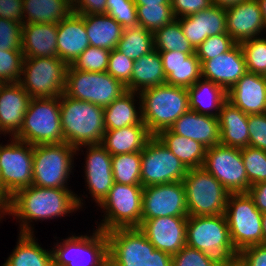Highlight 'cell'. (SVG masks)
<instances>
[{
    "mask_svg": "<svg viewBox=\"0 0 266 266\" xmlns=\"http://www.w3.org/2000/svg\"><path fill=\"white\" fill-rule=\"evenodd\" d=\"M84 198L90 197L88 195L83 197L82 194L78 196L71 189L31 185L19 190L9 198L8 215L15 218L16 221L18 220L17 223L20 224L18 233L34 234L35 227L31 223L70 217L73 212L83 210L82 208L86 205Z\"/></svg>",
    "mask_w": 266,
    "mask_h": 266,
    "instance_id": "6da1fadb",
    "label": "cell"
},
{
    "mask_svg": "<svg viewBox=\"0 0 266 266\" xmlns=\"http://www.w3.org/2000/svg\"><path fill=\"white\" fill-rule=\"evenodd\" d=\"M186 245L203 251L217 266H236L238 252L234 248L225 214L188 216Z\"/></svg>",
    "mask_w": 266,
    "mask_h": 266,
    "instance_id": "7a4b0ae2",
    "label": "cell"
},
{
    "mask_svg": "<svg viewBox=\"0 0 266 266\" xmlns=\"http://www.w3.org/2000/svg\"><path fill=\"white\" fill-rule=\"evenodd\" d=\"M60 116L64 142L76 149L100 144L106 131L102 107L63 93L60 96Z\"/></svg>",
    "mask_w": 266,
    "mask_h": 266,
    "instance_id": "3957f363",
    "label": "cell"
},
{
    "mask_svg": "<svg viewBox=\"0 0 266 266\" xmlns=\"http://www.w3.org/2000/svg\"><path fill=\"white\" fill-rule=\"evenodd\" d=\"M108 266H172V256L156 249L138 228L106 232Z\"/></svg>",
    "mask_w": 266,
    "mask_h": 266,
    "instance_id": "277c9868",
    "label": "cell"
},
{
    "mask_svg": "<svg viewBox=\"0 0 266 266\" xmlns=\"http://www.w3.org/2000/svg\"><path fill=\"white\" fill-rule=\"evenodd\" d=\"M142 121L152 136L169 129L189 110L187 88L167 83L142 90L140 93Z\"/></svg>",
    "mask_w": 266,
    "mask_h": 266,
    "instance_id": "5b68a950",
    "label": "cell"
},
{
    "mask_svg": "<svg viewBox=\"0 0 266 266\" xmlns=\"http://www.w3.org/2000/svg\"><path fill=\"white\" fill-rule=\"evenodd\" d=\"M14 138L33 146L63 143L60 97L31 98L23 126Z\"/></svg>",
    "mask_w": 266,
    "mask_h": 266,
    "instance_id": "8992f818",
    "label": "cell"
},
{
    "mask_svg": "<svg viewBox=\"0 0 266 266\" xmlns=\"http://www.w3.org/2000/svg\"><path fill=\"white\" fill-rule=\"evenodd\" d=\"M76 150L66 142L34 146L32 185L70 189L68 182L74 174Z\"/></svg>",
    "mask_w": 266,
    "mask_h": 266,
    "instance_id": "52a82bcc",
    "label": "cell"
},
{
    "mask_svg": "<svg viewBox=\"0 0 266 266\" xmlns=\"http://www.w3.org/2000/svg\"><path fill=\"white\" fill-rule=\"evenodd\" d=\"M189 216L225 214L230 192L203 167L188 169L182 180Z\"/></svg>",
    "mask_w": 266,
    "mask_h": 266,
    "instance_id": "ba28073f",
    "label": "cell"
},
{
    "mask_svg": "<svg viewBox=\"0 0 266 266\" xmlns=\"http://www.w3.org/2000/svg\"><path fill=\"white\" fill-rule=\"evenodd\" d=\"M95 228L90 236L72 233L61 242L56 240L51 248L53 266H108L107 234Z\"/></svg>",
    "mask_w": 266,
    "mask_h": 266,
    "instance_id": "9c48e42d",
    "label": "cell"
},
{
    "mask_svg": "<svg viewBox=\"0 0 266 266\" xmlns=\"http://www.w3.org/2000/svg\"><path fill=\"white\" fill-rule=\"evenodd\" d=\"M142 185L114 182L108 195L98 205L102 220L96 227L104 232L116 228H138L142 219Z\"/></svg>",
    "mask_w": 266,
    "mask_h": 266,
    "instance_id": "30bf717a",
    "label": "cell"
},
{
    "mask_svg": "<svg viewBox=\"0 0 266 266\" xmlns=\"http://www.w3.org/2000/svg\"><path fill=\"white\" fill-rule=\"evenodd\" d=\"M68 66L58 57L24 58L18 83L31 98L60 97L65 92Z\"/></svg>",
    "mask_w": 266,
    "mask_h": 266,
    "instance_id": "8fae6325",
    "label": "cell"
},
{
    "mask_svg": "<svg viewBox=\"0 0 266 266\" xmlns=\"http://www.w3.org/2000/svg\"><path fill=\"white\" fill-rule=\"evenodd\" d=\"M262 214L248 193H230L225 217L231 242L237 252L263 244Z\"/></svg>",
    "mask_w": 266,
    "mask_h": 266,
    "instance_id": "7c38bea8",
    "label": "cell"
},
{
    "mask_svg": "<svg viewBox=\"0 0 266 266\" xmlns=\"http://www.w3.org/2000/svg\"><path fill=\"white\" fill-rule=\"evenodd\" d=\"M126 92V86L107 71H79L68 66L64 93L73 99L105 108Z\"/></svg>",
    "mask_w": 266,
    "mask_h": 266,
    "instance_id": "4fadbf2b",
    "label": "cell"
},
{
    "mask_svg": "<svg viewBox=\"0 0 266 266\" xmlns=\"http://www.w3.org/2000/svg\"><path fill=\"white\" fill-rule=\"evenodd\" d=\"M0 142V188L11 198L16 192L32 185L34 146L10 137Z\"/></svg>",
    "mask_w": 266,
    "mask_h": 266,
    "instance_id": "5bb4252c",
    "label": "cell"
},
{
    "mask_svg": "<svg viewBox=\"0 0 266 266\" xmlns=\"http://www.w3.org/2000/svg\"><path fill=\"white\" fill-rule=\"evenodd\" d=\"M188 169L152 136L141 151V185L143 187L182 181Z\"/></svg>",
    "mask_w": 266,
    "mask_h": 266,
    "instance_id": "9a60e30c",
    "label": "cell"
},
{
    "mask_svg": "<svg viewBox=\"0 0 266 266\" xmlns=\"http://www.w3.org/2000/svg\"><path fill=\"white\" fill-rule=\"evenodd\" d=\"M202 167L210 172L230 193H248V181L241 149L221 144L206 149Z\"/></svg>",
    "mask_w": 266,
    "mask_h": 266,
    "instance_id": "2e32d148",
    "label": "cell"
},
{
    "mask_svg": "<svg viewBox=\"0 0 266 266\" xmlns=\"http://www.w3.org/2000/svg\"><path fill=\"white\" fill-rule=\"evenodd\" d=\"M166 216H189L182 181L150 185L143 188L142 219Z\"/></svg>",
    "mask_w": 266,
    "mask_h": 266,
    "instance_id": "e0dca14e",
    "label": "cell"
},
{
    "mask_svg": "<svg viewBox=\"0 0 266 266\" xmlns=\"http://www.w3.org/2000/svg\"><path fill=\"white\" fill-rule=\"evenodd\" d=\"M83 148H86L85 151ZM80 150L86 152L83 166L84 184H86L92 201L95 200L94 202L98 206L114 184L112 156L101 144L81 146L77 148L76 156L80 154Z\"/></svg>",
    "mask_w": 266,
    "mask_h": 266,
    "instance_id": "ac0fdd59",
    "label": "cell"
},
{
    "mask_svg": "<svg viewBox=\"0 0 266 266\" xmlns=\"http://www.w3.org/2000/svg\"><path fill=\"white\" fill-rule=\"evenodd\" d=\"M187 217L166 216L141 219L138 229L158 250L171 256L186 245Z\"/></svg>",
    "mask_w": 266,
    "mask_h": 266,
    "instance_id": "d6986e66",
    "label": "cell"
},
{
    "mask_svg": "<svg viewBox=\"0 0 266 266\" xmlns=\"http://www.w3.org/2000/svg\"><path fill=\"white\" fill-rule=\"evenodd\" d=\"M226 30L238 44L263 36L266 28L258 1L246 0L226 8Z\"/></svg>",
    "mask_w": 266,
    "mask_h": 266,
    "instance_id": "ffe728a7",
    "label": "cell"
},
{
    "mask_svg": "<svg viewBox=\"0 0 266 266\" xmlns=\"http://www.w3.org/2000/svg\"><path fill=\"white\" fill-rule=\"evenodd\" d=\"M202 78L223 87L227 92L247 72L240 44L229 51L206 60L202 65Z\"/></svg>",
    "mask_w": 266,
    "mask_h": 266,
    "instance_id": "44dd1931",
    "label": "cell"
},
{
    "mask_svg": "<svg viewBox=\"0 0 266 266\" xmlns=\"http://www.w3.org/2000/svg\"><path fill=\"white\" fill-rule=\"evenodd\" d=\"M186 39L196 50L209 36L227 33L226 9L212 5L195 14L177 18Z\"/></svg>",
    "mask_w": 266,
    "mask_h": 266,
    "instance_id": "7402d4cb",
    "label": "cell"
},
{
    "mask_svg": "<svg viewBox=\"0 0 266 266\" xmlns=\"http://www.w3.org/2000/svg\"><path fill=\"white\" fill-rule=\"evenodd\" d=\"M30 100L18 82L0 84V128L5 135L15 137L19 133Z\"/></svg>",
    "mask_w": 266,
    "mask_h": 266,
    "instance_id": "603a6c76",
    "label": "cell"
},
{
    "mask_svg": "<svg viewBox=\"0 0 266 266\" xmlns=\"http://www.w3.org/2000/svg\"><path fill=\"white\" fill-rule=\"evenodd\" d=\"M227 100L246 114L266 113V79L246 72L227 92Z\"/></svg>",
    "mask_w": 266,
    "mask_h": 266,
    "instance_id": "cb8c5ba5",
    "label": "cell"
},
{
    "mask_svg": "<svg viewBox=\"0 0 266 266\" xmlns=\"http://www.w3.org/2000/svg\"><path fill=\"white\" fill-rule=\"evenodd\" d=\"M88 46L83 14L72 11L57 24V57L71 65Z\"/></svg>",
    "mask_w": 266,
    "mask_h": 266,
    "instance_id": "d4e9b609",
    "label": "cell"
},
{
    "mask_svg": "<svg viewBox=\"0 0 266 266\" xmlns=\"http://www.w3.org/2000/svg\"><path fill=\"white\" fill-rule=\"evenodd\" d=\"M169 129L177 135L200 142L206 148L220 144L219 120L211 115L189 109Z\"/></svg>",
    "mask_w": 266,
    "mask_h": 266,
    "instance_id": "484cf974",
    "label": "cell"
},
{
    "mask_svg": "<svg viewBox=\"0 0 266 266\" xmlns=\"http://www.w3.org/2000/svg\"><path fill=\"white\" fill-rule=\"evenodd\" d=\"M159 54L167 84L188 88L202 78L201 62L196 53L166 51Z\"/></svg>",
    "mask_w": 266,
    "mask_h": 266,
    "instance_id": "4316f807",
    "label": "cell"
},
{
    "mask_svg": "<svg viewBox=\"0 0 266 266\" xmlns=\"http://www.w3.org/2000/svg\"><path fill=\"white\" fill-rule=\"evenodd\" d=\"M24 58L57 57V23H31L22 26Z\"/></svg>",
    "mask_w": 266,
    "mask_h": 266,
    "instance_id": "83f0119b",
    "label": "cell"
},
{
    "mask_svg": "<svg viewBox=\"0 0 266 266\" xmlns=\"http://www.w3.org/2000/svg\"><path fill=\"white\" fill-rule=\"evenodd\" d=\"M218 120L221 145L240 149L249 146L248 114L227 100Z\"/></svg>",
    "mask_w": 266,
    "mask_h": 266,
    "instance_id": "f1b7e54d",
    "label": "cell"
},
{
    "mask_svg": "<svg viewBox=\"0 0 266 266\" xmlns=\"http://www.w3.org/2000/svg\"><path fill=\"white\" fill-rule=\"evenodd\" d=\"M151 137L145 124H136L121 129H106L100 144L114 156L141 152Z\"/></svg>",
    "mask_w": 266,
    "mask_h": 266,
    "instance_id": "f546056e",
    "label": "cell"
},
{
    "mask_svg": "<svg viewBox=\"0 0 266 266\" xmlns=\"http://www.w3.org/2000/svg\"><path fill=\"white\" fill-rule=\"evenodd\" d=\"M103 110L106 129H121L131 125L144 124L141 98L137 92L127 91Z\"/></svg>",
    "mask_w": 266,
    "mask_h": 266,
    "instance_id": "4dcf8cb0",
    "label": "cell"
},
{
    "mask_svg": "<svg viewBox=\"0 0 266 266\" xmlns=\"http://www.w3.org/2000/svg\"><path fill=\"white\" fill-rule=\"evenodd\" d=\"M187 90L190 110L218 118L221 106L228 98L227 91L223 87L201 78Z\"/></svg>",
    "mask_w": 266,
    "mask_h": 266,
    "instance_id": "1f68e13d",
    "label": "cell"
},
{
    "mask_svg": "<svg viewBox=\"0 0 266 266\" xmlns=\"http://www.w3.org/2000/svg\"><path fill=\"white\" fill-rule=\"evenodd\" d=\"M18 235L17 245L1 266H53L51 249L42 248L35 234Z\"/></svg>",
    "mask_w": 266,
    "mask_h": 266,
    "instance_id": "d6a6232c",
    "label": "cell"
},
{
    "mask_svg": "<svg viewBox=\"0 0 266 266\" xmlns=\"http://www.w3.org/2000/svg\"><path fill=\"white\" fill-rule=\"evenodd\" d=\"M85 30L92 47L113 50L121 39L124 28L108 14L83 15Z\"/></svg>",
    "mask_w": 266,
    "mask_h": 266,
    "instance_id": "836d02e7",
    "label": "cell"
},
{
    "mask_svg": "<svg viewBox=\"0 0 266 266\" xmlns=\"http://www.w3.org/2000/svg\"><path fill=\"white\" fill-rule=\"evenodd\" d=\"M156 137L187 169L202 167L207 148L200 142L177 135L170 129L160 131Z\"/></svg>",
    "mask_w": 266,
    "mask_h": 266,
    "instance_id": "e575fe53",
    "label": "cell"
},
{
    "mask_svg": "<svg viewBox=\"0 0 266 266\" xmlns=\"http://www.w3.org/2000/svg\"><path fill=\"white\" fill-rule=\"evenodd\" d=\"M165 83L166 76L163 71L162 59L157 50L154 49L134 61L131 91L140 93L144 89Z\"/></svg>",
    "mask_w": 266,
    "mask_h": 266,
    "instance_id": "d590c367",
    "label": "cell"
},
{
    "mask_svg": "<svg viewBox=\"0 0 266 266\" xmlns=\"http://www.w3.org/2000/svg\"><path fill=\"white\" fill-rule=\"evenodd\" d=\"M72 12L67 0H23V24L59 23Z\"/></svg>",
    "mask_w": 266,
    "mask_h": 266,
    "instance_id": "8d00e7d4",
    "label": "cell"
},
{
    "mask_svg": "<svg viewBox=\"0 0 266 266\" xmlns=\"http://www.w3.org/2000/svg\"><path fill=\"white\" fill-rule=\"evenodd\" d=\"M116 49L129 59L136 61L154 50L153 32L140 25L124 28Z\"/></svg>",
    "mask_w": 266,
    "mask_h": 266,
    "instance_id": "74e56055",
    "label": "cell"
},
{
    "mask_svg": "<svg viewBox=\"0 0 266 266\" xmlns=\"http://www.w3.org/2000/svg\"><path fill=\"white\" fill-rule=\"evenodd\" d=\"M153 40L154 49L158 52L177 51L195 53V49L184 36L181 24L177 19L154 31Z\"/></svg>",
    "mask_w": 266,
    "mask_h": 266,
    "instance_id": "f35d334b",
    "label": "cell"
},
{
    "mask_svg": "<svg viewBox=\"0 0 266 266\" xmlns=\"http://www.w3.org/2000/svg\"><path fill=\"white\" fill-rule=\"evenodd\" d=\"M114 182L141 185V152L112 156Z\"/></svg>",
    "mask_w": 266,
    "mask_h": 266,
    "instance_id": "ab89813d",
    "label": "cell"
},
{
    "mask_svg": "<svg viewBox=\"0 0 266 266\" xmlns=\"http://www.w3.org/2000/svg\"><path fill=\"white\" fill-rule=\"evenodd\" d=\"M138 25L151 32L170 24L176 18L171 5L147 4L136 6Z\"/></svg>",
    "mask_w": 266,
    "mask_h": 266,
    "instance_id": "60d3db41",
    "label": "cell"
},
{
    "mask_svg": "<svg viewBox=\"0 0 266 266\" xmlns=\"http://www.w3.org/2000/svg\"><path fill=\"white\" fill-rule=\"evenodd\" d=\"M247 71L258 75L266 73V37L258 36L240 43Z\"/></svg>",
    "mask_w": 266,
    "mask_h": 266,
    "instance_id": "b9f144b4",
    "label": "cell"
},
{
    "mask_svg": "<svg viewBox=\"0 0 266 266\" xmlns=\"http://www.w3.org/2000/svg\"><path fill=\"white\" fill-rule=\"evenodd\" d=\"M241 155L251 186L266 181V151L247 146L241 148Z\"/></svg>",
    "mask_w": 266,
    "mask_h": 266,
    "instance_id": "7bdbcfd3",
    "label": "cell"
},
{
    "mask_svg": "<svg viewBox=\"0 0 266 266\" xmlns=\"http://www.w3.org/2000/svg\"><path fill=\"white\" fill-rule=\"evenodd\" d=\"M110 50L88 46L71 64L74 69L87 72L107 71Z\"/></svg>",
    "mask_w": 266,
    "mask_h": 266,
    "instance_id": "ee69618b",
    "label": "cell"
},
{
    "mask_svg": "<svg viewBox=\"0 0 266 266\" xmlns=\"http://www.w3.org/2000/svg\"><path fill=\"white\" fill-rule=\"evenodd\" d=\"M23 61L22 50H0V84L19 82Z\"/></svg>",
    "mask_w": 266,
    "mask_h": 266,
    "instance_id": "f6af8a7d",
    "label": "cell"
},
{
    "mask_svg": "<svg viewBox=\"0 0 266 266\" xmlns=\"http://www.w3.org/2000/svg\"><path fill=\"white\" fill-rule=\"evenodd\" d=\"M236 42L228 33L209 36L195 50L196 56L201 62V65L209 59L229 51Z\"/></svg>",
    "mask_w": 266,
    "mask_h": 266,
    "instance_id": "bcb514c9",
    "label": "cell"
},
{
    "mask_svg": "<svg viewBox=\"0 0 266 266\" xmlns=\"http://www.w3.org/2000/svg\"><path fill=\"white\" fill-rule=\"evenodd\" d=\"M123 28L137 26V8L134 0H106V12Z\"/></svg>",
    "mask_w": 266,
    "mask_h": 266,
    "instance_id": "7dc6e473",
    "label": "cell"
},
{
    "mask_svg": "<svg viewBox=\"0 0 266 266\" xmlns=\"http://www.w3.org/2000/svg\"><path fill=\"white\" fill-rule=\"evenodd\" d=\"M134 61L129 59L119 50L110 51L107 72L115 79L121 81L131 91V76Z\"/></svg>",
    "mask_w": 266,
    "mask_h": 266,
    "instance_id": "c3c4849f",
    "label": "cell"
},
{
    "mask_svg": "<svg viewBox=\"0 0 266 266\" xmlns=\"http://www.w3.org/2000/svg\"><path fill=\"white\" fill-rule=\"evenodd\" d=\"M22 24L0 18V50L22 49Z\"/></svg>",
    "mask_w": 266,
    "mask_h": 266,
    "instance_id": "681fc988",
    "label": "cell"
},
{
    "mask_svg": "<svg viewBox=\"0 0 266 266\" xmlns=\"http://www.w3.org/2000/svg\"><path fill=\"white\" fill-rule=\"evenodd\" d=\"M172 266H217L203 251L185 245L172 255Z\"/></svg>",
    "mask_w": 266,
    "mask_h": 266,
    "instance_id": "f907efd6",
    "label": "cell"
},
{
    "mask_svg": "<svg viewBox=\"0 0 266 266\" xmlns=\"http://www.w3.org/2000/svg\"><path fill=\"white\" fill-rule=\"evenodd\" d=\"M249 146L266 151V113L248 114Z\"/></svg>",
    "mask_w": 266,
    "mask_h": 266,
    "instance_id": "816d5d0a",
    "label": "cell"
},
{
    "mask_svg": "<svg viewBox=\"0 0 266 266\" xmlns=\"http://www.w3.org/2000/svg\"><path fill=\"white\" fill-rule=\"evenodd\" d=\"M238 266H266V244L252 245L237 255Z\"/></svg>",
    "mask_w": 266,
    "mask_h": 266,
    "instance_id": "f5cc1de1",
    "label": "cell"
},
{
    "mask_svg": "<svg viewBox=\"0 0 266 266\" xmlns=\"http://www.w3.org/2000/svg\"><path fill=\"white\" fill-rule=\"evenodd\" d=\"M212 5L211 0H171L176 19L203 11Z\"/></svg>",
    "mask_w": 266,
    "mask_h": 266,
    "instance_id": "db71d44e",
    "label": "cell"
},
{
    "mask_svg": "<svg viewBox=\"0 0 266 266\" xmlns=\"http://www.w3.org/2000/svg\"><path fill=\"white\" fill-rule=\"evenodd\" d=\"M0 18L23 25V0H0Z\"/></svg>",
    "mask_w": 266,
    "mask_h": 266,
    "instance_id": "11a10c76",
    "label": "cell"
},
{
    "mask_svg": "<svg viewBox=\"0 0 266 266\" xmlns=\"http://www.w3.org/2000/svg\"><path fill=\"white\" fill-rule=\"evenodd\" d=\"M72 11L78 14H105L106 0H75Z\"/></svg>",
    "mask_w": 266,
    "mask_h": 266,
    "instance_id": "9f6ffc18",
    "label": "cell"
},
{
    "mask_svg": "<svg viewBox=\"0 0 266 266\" xmlns=\"http://www.w3.org/2000/svg\"><path fill=\"white\" fill-rule=\"evenodd\" d=\"M248 194L253 198L260 212H266V181L250 186Z\"/></svg>",
    "mask_w": 266,
    "mask_h": 266,
    "instance_id": "6f0895ef",
    "label": "cell"
},
{
    "mask_svg": "<svg viewBox=\"0 0 266 266\" xmlns=\"http://www.w3.org/2000/svg\"><path fill=\"white\" fill-rule=\"evenodd\" d=\"M9 212V198L3 193L0 188V215L5 219Z\"/></svg>",
    "mask_w": 266,
    "mask_h": 266,
    "instance_id": "680465c9",
    "label": "cell"
},
{
    "mask_svg": "<svg viewBox=\"0 0 266 266\" xmlns=\"http://www.w3.org/2000/svg\"><path fill=\"white\" fill-rule=\"evenodd\" d=\"M246 0H211L212 4L222 7V8H229L235 6L236 4H240Z\"/></svg>",
    "mask_w": 266,
    "mask_h": 266,
    "instance_id": "91938a15",
    "label": "cell"
},
{
    "mask_svg": "<svg viewBox=\"0 0 266 266\" xmlns=\"http://www.w3.org/2000/svg\"><path fill=\"white\" fill-rule=\"evenodd\" d=\"M136 6H144L147 4L171 5V0H134Z\"/></svg>",
    "mask_w": 266,
    "mask_h": 266,
    "instance_id": "94428289",
    "label": "cell"
},
{
    "mask_svg": "<svg viewBox=\"0 0 266 266\" xmlns=\"http://www.w3.org/2000/svg\"><path fill=\"white\" fill-rule=\"evenodd\" d=\"M261 13H262V17H263V21H264V26L266 28V0H257Z\"/></svg>",
    "mask_w": 266,
    "mask_h": 266,
    "instance_id": "6125c7cd",
    "label": "cell"
},
{
    "mask_svg": "<svg viewBox=\"0 0 266 266\" xmlns=\"http://www.w3.org/2000/svg\"><path fill=\"white\" fill-rule=\"evenodd\" d=\"M262 234H263V244H266V212L262 214Z\"/></svg>",
    "mask_w": 266,
    "mask_h": 266,
    "instance_id": "be15d7a7",
    "label": "cell"
},
{
    "mask_svg": "<svg viewBox=\"0 0 266 266\" xmlns=\"http://www.w3.org/2000/svg\"><path fill=\"white\" fill-rule=\"evenodd\" d=\"M2 134L4 135V137H7V136L4 134V132L1 130V128H0V135L2 136Z\"/></svg>",
    "mask_w": 266,
    "mask_h": 266,
    "instance_id": "e7e4bbea",
    "label": "cell"
},
{
    "mask_svg": "<svg viewBox=\"0 0 266 266\" xmlns=\"http://www.w3.org/2000/svg\"><path fill=\"white\" fill-rule=\"evenodd\" d=\"M71 5L75 2V0H67Z\"/></svg>",
    "mask_w": 266,
    "mask_h": 266,
    "instance_id": "03108f58",
    "label": "cell"
}]
</instances>
